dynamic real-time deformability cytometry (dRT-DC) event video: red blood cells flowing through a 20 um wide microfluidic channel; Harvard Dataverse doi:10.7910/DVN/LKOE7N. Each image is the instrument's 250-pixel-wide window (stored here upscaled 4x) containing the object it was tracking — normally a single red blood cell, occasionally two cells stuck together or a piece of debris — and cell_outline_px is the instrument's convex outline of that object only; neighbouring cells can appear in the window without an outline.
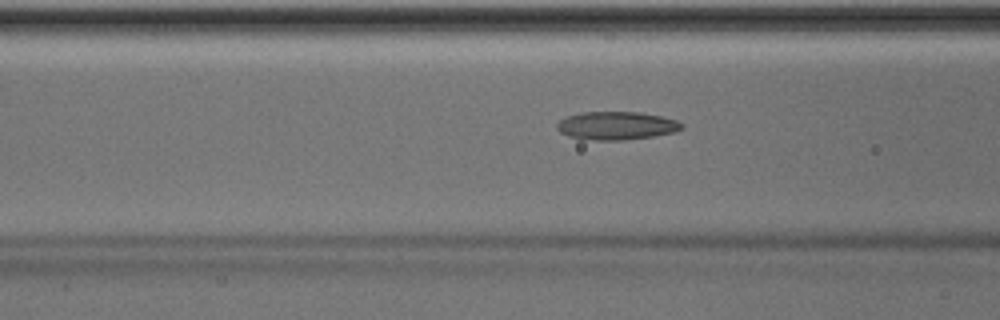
{"species": "Egyptian fruit bat (a non-hibernating species)", "species_latin": "Rousettus aegyptiacus", "temperature_condition": "room temperature", "stored_images_in_passage": 18, "camera_frame_rate_fps": 3000, "um_per_image_px": 0.085, "animal": {"sex": "male"}, "frame": {"image": 1, "passage_image": 16, "time_ms": 5.0, "image_size_px": [1000, 320], "cell_outline_px": [[684, 128], [676, 132], [652, 136], [624, 140], [596, 140], [568, 136], [560, 132], [556, 128], [556, 124], [560, 120], [568, 116], [580, 112], [640, 112], [660, 116], [676, 120], [684, 124]], "centroid_in_image_um": [52.41, 10.68], "position_along_channel_um": 114.2, "area_um2": 20.46}}